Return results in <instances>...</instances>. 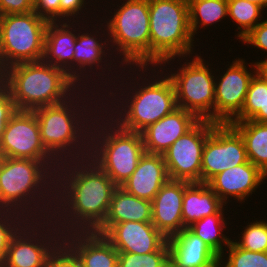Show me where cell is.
Instances as JSON below:
<instances>
[{"instance_id":"obj_6","label":"cell","mask_w":267,"mask_h":267,"mask_svg":"<svg viewBox=\"0 0 267 267\" xmlns=\"http://www.w3.org/2000/svg\"><path fill=\"white\" fill-rule=\"evenodd\" d=\"M144 153L141 133L123 130L103 111L95 118L88 158L118 187L132 175Z\"/></svg>"},{"instance_id":"obj_31","label":"cell","mask_w":267,"mask_h":267,"mask_svg":"<svg viewBox=\"0 0 267 267\" xmlns=\"http://www.w3.org/2000/svg\"><path fill=\"white\" fill-rule=\"evenodd\" d=\"M228 2V17L237 24L238 33L235 36L238 39L245 37L254 27H256L261 20L264 19V10L251 2L246 0H227Z\"/></svg>"},{"instance_id":"obj_29","label":"cell","mask_w":267,"mask_h":267,"mask_svg":"<svg viewBox=\"0 0 267 267\" xmlns=\"http://www.w3.org/2000/svg\"><path fill=\"white\" fill-rule=\"evenodd\" d=\"M245 120L267 123V79L258 72L250 80L241 112L232 121Z\"/></svg>"},{"instance_id":"obj_21","label":"cell","mask_w":267,"mask_h":267,"mask_svg":"<svg viewBox=\"0 0 267 267\" xmlns=\"http://www.w3.org/2000/svg\"><path fill=\"white\" fill-rule=\"evenodd\" d=\"M79 22H49L45 33L44 56L42 59L45 63L64 70L73 80L74 46L79 32ZM77 25L78 28H76Z\"/></svg>"},{"instance_id":"obj_19","label":"cell","mask_w":267,"mask_h":267,"mask_svg":"<svg viewBox=\"0 0 267 267\" xmlns=\"http://www.w3.org/2000/svg\"><path fill=\"white\" fill-rule=\"evenodd\" d=\"M185 181L169 179L152 202V223L167 239L182 231Z\"/></svg>"},{"instance_id":"obj_14","label":"cell","mask_w":267,"mask_h":267,"mask_svg":"<svg viewBox=\"0 0 267 267\" xmlns=\"http://www.w3.org/2000/svg\"><path fill=\"white\" fill-rule=\"evenodd\" d=\"M237 58L226 65L223 74H215L214 122L217 124H228L241 112L250 80L257 72L255 62L247 66L246 59Z\"/></svg>"},{"instance_id":"obj_32","label":"cell","mask_w":267,"mask_h":267,"mask_svg":"<svg viewBox=\"0 0 267 267\" xmlns=\"http://www.w3.org/2000/svg\"><path fill=\"white\" fill-rule=\"evenodd\" d=\"M255 219L256 221L252 220V222H248L247 226H242L243 230L240 232L241 234L233 240L242 249L254 252H267L266 218L260 220Z\"/></svg>"},{"instance_id":"obj_28","label":"cell","mask_w":267,"mask_h":267,"mask_svg":"<svg viewBox=\"0 0 267 267\" xmlns=\"http://www.w3.org/2000/svg\"><path fill=\"white\" fill-rule=\"evenodd\" d=\"M228 205L223 207L217 214H212L198 220L188 227L194 234L200 237L218 256H221L232 241L226 234L229 231V222L226 220L225 210ZM225 214V215H224Z\"/></svg>"},{"instance_id":"obj_11","label":"cell","mask_w":267,"mask_h":267,"mask_svg":"<svg viewBox=\"0 0 267 267\" xmlns=\"http://www.w3.org/2000/svg\"><path fill=\"white\" fill-rule=\"evenodd\" d=\"M48 23L34 11L0 16V46L8 67L43 59Z\"/></svg>"},{"instance_id":"obj_16","label":"cell","mask_w":267,"mask_h":267,"mask_svg":"<svg viewBox=\"0 0 267 267\" xmlns=\"http://www.w3.org/2000/svg\"><path fill=\"white\" fill-rule=\"evenodd\" d=\"M3 157L56 160L44 147L34 111L17 112L6 125L0 144Z\"/></svg>"},{"instance_id":"obj_15","label":"cell","mask_w":267,"mask_h":267,"mask_svg":"<svg viewBox=\"0 0 267 267\" xmlns=\"http://www.w3.org/2000/svg\"><path fill=\"white\" fill-rule=\"evenodd\" d=\"M248 161L241 135L229 123L216 124L203 147L201 182L208 183L224 170Z\"/></svg>"},{"instance_id":"obj_25","label":"cell","mask_w":267,"mask_h":267,"mask_svg":"<svg viewBox=\"0 0 267 267\" xmlns=\"http://www.w3.org/2000/svg\"><path fill=\"white\" fill-rule=\"evenodd\" d=\"M224 206L226 204L208 183L185 181L182 201V221L185 228L206 216L217 214Z\"/></svg>"},{"instance_id":"obj_18","label":"cell","mask_w":267,"mask_h":267,"mask_svg":"<svg viewBox=\"0 0 267 267\" xmlns=\"http://www.w3.org/2000/svg\"><path fill=\"white\" fill-rule=\"evenodd\" d=\"M266 179L267 175L248 161L217 174L208 185L226 205L230 198L242 204Z\"/></svg>"},{"instance_id":"obj_24","label":"cell","mask_w":267,"mask_h":267,"mask_svg":"<svg viewBox=\"0 0 267 267\" xmlns=\"http://www.w3.org/2000/svg\"><path fill=\"white\" fill-rule=\"evenodd\" d=\"M170 267H199L217 254L189 228L167 239Z\"/></svg>"},{"instance_id":"obj_9","label":"cell","mask_w":267,"mask_h":267,"mask_svg":"<svg viewBox=\"0 0 267 267\" xmlns=\"http://www.w3.org/2000/svg\"><path fill=\"white\" fill-rule=\"evenodd\" d=\"M195 54L191 59L186 57H173L163 61L159 67L165 72L173 82L177 107L192 112L200 120L214 122V102H215V74L209 61L204 60V56ZM177 60L179 64L185 59L184 64L174 68L172 62ZM181 58V59H180ZM172 61V62H171ZM169 65V66H167ZM209 66H211L209 68ZM166 67V69H165ZM177 69V70H176ZM213 72V73H212ZM215 72V73H214Z\"/></svg>"},{"instance_id":"obj_27","label":"cell","mask_w":267,"mask_h":267,"mask_svg":"<svg viewBox=\"0 0 267 267\" xmlns=\"http://www.w3.org/2000/svg\"><path fill=\"white\" fill-rule=\"evenodd\" d=\"M229 124L241 135L248 160L267 175V123L245 120Z\"/></svg>"},{"instance_id":"obj_39","label":"cell","mask_w":267,"mask_h":267,"mask_svg":"<svg viewBox=\"0 0 267 267\" xmlns=\"http://www.w3.org/2000/svg\"><path fill=\"white\" fill-rule=\"evenodd\" d=\"M240 41L247 44V46L252 45L251 47H256L264 53L267 52V18L265 20L263 19V21L254 27L245 37L239 40V42Z\"/></svg>"},{"instance_id":"obj_23","label":"cell","mask_w":267,"mask_h":267,"mask_svg":"<svg viewBox=\"0 0 267 267\" xmlns=\"http://www.w3.org/2000/svg\"><path fill=\"white\" fill-rule=\"evenodd\" d=\"M168 180L163 155L145 152L135 171L120 187L133 196L152 201Z\"/></svg>"},{"instance_id":"obj_12","label":"cell","mask_w":267,"mask_h":267,"mask_svg":"<svg viewBox=\"0 0 267 267\" xmlns=\"http://www.w3.org/2000/svg\"><path fill=\"white\" fill-rule=\"evenodd\" d=\"M62 241L52 218L28 220L11 239L3 262L6 267H46L50 254Z\"/></svg>"},{"instance_id":"obj_3","label":"cell","mask_w":267,"mask_h":267,"mask_svg":"<svg viewBox=\"0 0 267 267\" xmlns=\"http://www.w3.org/2000/svg\"><path fill=\"white\" fill-rule=\"evenodd\" d=\"M102 96L97 90L80 87L64 102L34 110L42 143L59 163L88 158L92 125L102 112Z\"/></svg>"},{"instance_id":"obj_35","label":"cell","mask_w":267,"mask_h":267,"mask_svg":"<svg viewBox=\"0 0 267 267\" xmlns=\"http://www.w3.org/2000/svg\"><path fill=\"white\" fill-rule=\"evenodd\" d=\"M27 221L21 213L0 210V261H4L11 239Z\"/></svg>"},{"instance_id":"obj_13","label":"cell","mask_w":267,"mask_h":267,"mask_svg":"<svg viewBox=\"0 0 267 267\" xmlns=\"http://www.w3.org/2000/svg\"><path fill=\"white\" fill-rule=\"evenodd\" d=\"M216 124L200 120L162 154L169 179L201 182L203 147Z\"/></svg>"},{"instance_id":"obj_36","label":"cell","mask_w":267,"mask_h":267,"mask_svg":"<svg viewBox=\"0 0 267 267\" xmlns=\"http://www.w3.org/2000/svg\"><path fill=\"white\" fill-rule=\"evenodd\" d=\"M46 267H82L80 260L62 241L50 254Z\"/></svg>"},{"instance_id":"obj_46","label":"cell","mask_w":267,"mask_h":267,"mask_svg":"<svg viewBox=\"0 0 267 267\" xmlns=\"http://www.w3.org/2000/svg\"><path fill=\"white\" fill-rule=\"evenodd\" d=\"M0 267H6L3 261H0Z\"/></svg>"},{"instance_id":"obj_5","label":"cell","mask_w":267,"mask_h":267,"mask_svg":"<svg viewBox=\"0 0 267 267\" xmlns=\"http://www.w3.org/2000/svg\"><path fill=\"white\" fill-rule=\"evenodd\" d=\"M5 86L21 111L64 102L80 88L64 70L43 60L8 67Z\"/></svg>"},{"instance_id":"obj_38","label":"cell","mask_w":267,"mask_h":267,"mask_svg":"<svg viewBox=\"0 0 267 267\" xmlns=\"http://www.w3.org/2000/svg\"><path fill=\"white\" fill-rule=\"evenodd\" d=\"M17 110L10 90L5 85L0 86V144L6 125Z\"/></svg>"},{"instance_id":"obj_34","label":"cell","mask_w":267,"mask_h":267,"mask_svg":"<svg viewBox=\"0 0 267 267\" xmlns=\"http://www.w3.org/2000/svg\"><path fill=\"white\" fill-rule=\"evenodd\" d=\"M226 249L225 254L221 255L224 267H267V252L242 249L234 240Z\"/></svg>"},{"instance_id":"obj_44","label":"cell","mask_w":267,"mask_h":267,"mask_svg":"<svg viewBox=\"0 0 267 267\" xmlns=\"http://www.w3.org/2000/svg\"><path fill=\"white\" fill-rule=\"evenodd\" d=\"M199 267H224V264L222 257L217 255L213 260Z\"/></svg>"},{"instance_id":"obj_10","label":"cell","mask_w":267,"mask_h":267,"mask_svg":"<svg viewBox=\"0 0 267 267\" xmlns=\"http://www.w3.org/2000/svg\"><path fill=\"white\" fill-rule=\"evenodd\" d=\"M89 20L90 19H88V22H87V19L85 20L86 24H84L82 21H80V23H82V25L81 26L79 25V33L77 34V39H76V43L74 46V50H75V53H74V81L80 87H86V88L89 87V88L97 90L98 92H101L103 94V92H105V90L107 88L112 86V84L115 82V80L119 77V75L117 73L120 71L117 70V67L121 69L123 66H120V65L118 66V65H116L117 63L113 64V62H116L117 59L115 60V57L111 56L112 52L110 50V47H108L109 46L108 29H107L106 24L103 25L104 22L100 23L101 26L98 24L97 25L95 24V26H96L95 27L94 24H91V20H90V25H92L91 27L94 28L91 31L90 28L88 30V27L90 26L88 24ZM84 25H86L87 27L86 26L84 27ZM96 28H99V30H101V32ZM86 29L88 31H86ZM83 30L86 31V33L85 32L83 33L82 32ZM103 37L105 38V40ZM109 58H110V60H109ZM108 61H110V62H108ZM112 67L115 69H113ZM97 70H99V72ZM112 70H114V71L116 70L117 72L116 71L111 72ZM88 73H89V75H88ZM90 73H92L93 75ZM114 73H116L115 76L113 75ZM109 74H111V75H109ZM92 77L95 81L92 79ZM95 77L98 79H96ZM115 77H116V79H115ZM113 79H114V81H113ZM103 80H105L106 82ZM97 82H100V83H97ZM100 86H101V88H100ZM105 86H106V88H104ZM92 87H94V88H92Z\"/></svg>"},{"instance_id":"obj_26","label":"cell","mask_w":267,"mask_h":267,"mask_svg":"<svg viewBox=\"0 0 267 267\" xmlns=\"http://www.w3.org/2000/svg\"><path fill=\"white\" fill-rule=\"evenodd\" d=\"M128 221L151 222L152 202L138 198L117 187L112 195L109 211L102 224H116Z\"/></svg>"},{"instance_id":"obj_33","label":"cell","mask_w":267,"mask_h":267,"mask_svg":"<svg viewBox=\"0 0 267 267\" xmlns=\"http://www.w3.org/2000/svg\"><path fill=\"white\" fill-rule=\"evenodd\" d=\"M118 267H170L167 241L157 251L148 254L119 253Z\"/></svg>"},{"instance_id":"obj_42","label":"cell","mask_w":267,"mask_h":267,"mask_svg":"<svg viewBox=\"0 0 267 267\" xmlns=\"http://www.w3.org/2000/svg\"><path fill=\"white\" fill-rule=\"evenodd\" d=\"M7 75H8V66L6 65L3 59L1 46H0V86L6 84Z\"/></svg>"},{"instance_id":"obj_40","label":"cell","mask_w":267,"mask_h":267,"mask_svg":"<svg viewBox=\"0 0 267 267\" xmlns=\"http://www.w3.org/2000/svg\"><path fill=\"white\" fill-rule=\"evenodd\" d=\"M33 11L49 22L60 21V0H34Z\"/></svg>"},{"instance_id":"obj_4","label":"cell","mask_w":267,"mask_h":267,"mask_svg":"<svg viewBox=\"0 0 267 267\" xmlns=\"http://www.w3.org/2000/svg\"><path fill=\"white\" fill-rule=\"evenodd\" d=\"M57 160L3 157L0 164V210L28 220L52 218L55 209Z\"/></svg>"},{"instance_id":"obj_2","label":"cell","mask_w":267,"mask_h":267,"mask_svg":"<svg viewBox=\"0 0 267 267\" xmlns=\"http://www.w3.org/2000/svg\"><path fill=\"white\" fill-rule=\"evenodd\" d=\"M119 70V77L115 80L119 84L114 82V87L107 88L102 94V111L123 130L141 133L178 108L173 82L158 65L124 66V73Z\"/></svg>"},{"instance_id":"obj_47","label":"cell","mask_w":267,"mask_h":267,"mask_svg":"<svg viewBox=\"0 0 267 267\" xmlns=\"http://www.w3.org/2000/svg\"><path fill=\"white\" fill-rule=\"evenodd\" d=\"M2 159H3V156H2L1 153H0V164H1V162H2Z\"/></svg>"},{"instance_id":"obj_20","label":"cell","mask_w":267,"mask_h":267,"mask_svg":"<svg viewBox=\"0 0 267 267\" xmlns=\"http://www.w3.org/2000/svg\"><path fill=\"white\" fill-rule=\"evenodd\" d=\"M200 119L182 108L175 109L141 132L146 153L163 154L178 138L191 130Z\"/></svg>"},{"instance_id":"obj_41","label":"cell","mask_w":267,"mask_h":267,"mask_svg":"<svg viewBox=\"0 0 267 267\" xmlns=\"http://www.w3.org/2000/svg\"><path fill=\"white\" fill-rule=\"evenodd\" d=\"M34 9V0H0V16L28 13Z\"/></svg>"},{"instance_id":"obj_45","label":"cell","mask_w":267,"mask_h":267,"mask_svg":"<svg viewBox=\"0 0 267 267\" xmlns=\"http://www.w3.org/2000/svg\"><path fill=\"white\" fill-rule=\"evenodd\" d=\"M260 6L263 10L267 8V0H246Z\"/></svg>"},{"instance_id":"obj_8","label":"cell","mask_w":267,"mask_h":267,"mask_svg":"<svg viewBox=\"0 0 267 267\" xmlns=\"http://www.w3.org/2000/svg\"><path fill=\"white\" fill-rule=\"evenodd\" d=\"M150 66L195 53L188 0H149Z\"/></svg>"},{"instance_id":"obj_7","label":"cell","mask_w":267,"mask_h":267,"mask_svg":"<svg viewBox=\"0 0 267 267\" xmlns=\"http://www.w3.org/2000/svg\"><path fill=\"white\" fill-rule=\"evenodd\" d=\"M121 2V5L111 2L113 7L117 6L112 7L114 12L108 10L109 18L102 16L112 56L115 54V59L121 60L117 61L121 66H150L149 0Z\"/></svg>"},{"instance_id":"obj_1","label":"cell","mask_w":267,"mask_h":267,"mask_svg":"<svg viewBox=\"0 0 267 267\" xmlns=\"http://www.w3.org/2000/svg\"><path fill=\"white\" fill-rule=\"evenodd\" d=\"M117 187L89 158L60 163L52 219L62 235L96 231L107 217Z\"/></svg>"},{"instance_id":"obj_17","label":"cell","mask_w":267,"mask_h":267,"mask_svg":"<svg viewBox=\"0 0 267 267\" xmlns=\"http://www.w3.org/2000/svg\"><path fill=\"white\" fill-rule=\"evenodd\" d=\"M95 232L102 234L119 253L148 254L167 241L152 222L102 224Z\"/></svg>"},{"instance_id":"obj_22","label":"cell","mask_w":267,"mask_h":267,"mask_svg":"<svg viewBox=\"0 0 267 267\" xmlns=\"http://www.w3.org/2000/svg\"><path fill=\"white\" fill-rule=\"evenodd\" d=\"M63 242L80 260L82 267H118L119 252L99 233L71 232Z\"/></svg>"},{"instance_id":"obj_30","label":"cell","mask_w":267,"mask_h":267,"mask_svg":"<svg viewBox=\"0 0 267 267\" xmlns=\"http://www.w3.org/2000/svg\"><path fill=\"white\" fill-rule=\"evenodd\" d=\"M189 26L192 36L197 35V30L217 24L221 19H228L227 0H188ZM226 17V18H225Z\"/></svg>"},{"instance_id":"obj_43","label":"cell","mask_w":267,"mask_h":267,"mask_svg":"<svg viewBox=\"0 0 267 267\" xmlns=\"http://www.w3.org/2000/svg\"><path fill=\"white\" fill-rule=\"evenodd\" d=\"M255 63L257 64V72L267 79V57L263 60H257Z\"/></svg>"},{"instance_id":"obj_37","label":"cell","mask_w":267,"mask_h":267,"mask_svg":"<svg viewBox=\"0 0 267 267\" xmlns=\"http://www.w3.org/2000/svg\"><path fill=\"white\" fill-rule=\"evenodd\" d=\"M88 1V2H87ZM91 1L89 0H60V21H84L85 14L89 13L86 8L87 4ZM85 8V9H84ZM83 10L86 12L84 13ZM84 14L83 16H80ZM76 18V20L74 19ZM80 18V20H78Z\"/></svg>"}]
</instances>
